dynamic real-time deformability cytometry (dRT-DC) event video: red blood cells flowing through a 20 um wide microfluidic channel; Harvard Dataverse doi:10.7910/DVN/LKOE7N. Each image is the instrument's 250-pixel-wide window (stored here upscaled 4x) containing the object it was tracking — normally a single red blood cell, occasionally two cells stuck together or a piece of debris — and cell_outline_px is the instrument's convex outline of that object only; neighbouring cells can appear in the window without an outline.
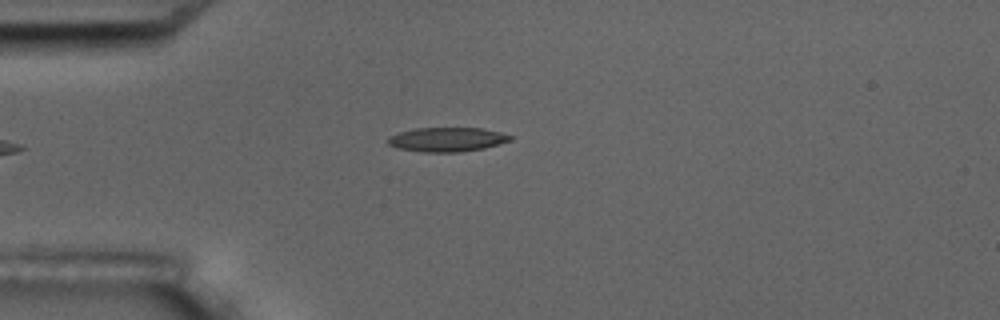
{"species": "common noctule bat (a hibernating species)", "species_latin": "Nyctalus noctula", "temperature_condition": "room temperature", "stored_images_in_passage": 5, "camera_frame_rate_fps": 3000, "um_per_image_px": 0.085, "animal": {"sex": "male", "body_mass_g": 17.5, "forearm_length_mm": 52.3}, "frame": {"image": 1, "passage_image": 5, "time_ms": 4.667, "image_size_px": [1000, 320], "cell_outline_px": [[512, 140], [484, 148], [460, 152], [424, 152], [396, 148], [388, 144], [388, 136], [396, 132], [416, 128], [480, 128], [500, 132], [512, 136]], "centroid_in_image_um": [37.95, 11.85], "position_along_channel_um": 47.0, "area_um2": 17.34}}